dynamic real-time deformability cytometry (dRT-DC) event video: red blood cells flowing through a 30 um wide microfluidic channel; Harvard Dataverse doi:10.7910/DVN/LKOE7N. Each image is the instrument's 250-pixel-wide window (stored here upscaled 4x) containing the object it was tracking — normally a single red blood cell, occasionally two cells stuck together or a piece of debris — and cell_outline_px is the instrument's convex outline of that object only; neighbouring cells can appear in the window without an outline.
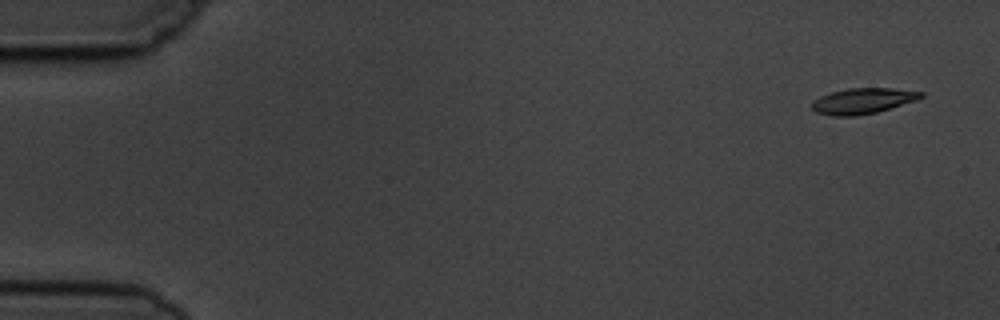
{"species": "common noctule bat (a hibernating species)", "species_latin": "Nyctalus noctula", "temperature_condition": "cold", "stored_images_in_passage": 4, "camera_frame_rate_fps": 3000, "um_per_image_px": 0.085, "animal": {"sex": "male", "body_mass_g": 19.5, "forearm_length_mm": 54.6}, "frame": {"image": 1, "passage_image": 1, "time_ms": 0.0, "image_size_px": [1000, 320], "cell_outline_px": [[924, 96], [916, 100], [876, 112], [856, 116], [832, 116], [816, 112], [812, 108], [812, 104], [820, 96], [832, 92], [848, 88], [892, 88], [924, 92]], "centroid_in_image_um": [73.35, 8.57], "position_along_channel_um": 11.7, "area_um2": 16.13}}